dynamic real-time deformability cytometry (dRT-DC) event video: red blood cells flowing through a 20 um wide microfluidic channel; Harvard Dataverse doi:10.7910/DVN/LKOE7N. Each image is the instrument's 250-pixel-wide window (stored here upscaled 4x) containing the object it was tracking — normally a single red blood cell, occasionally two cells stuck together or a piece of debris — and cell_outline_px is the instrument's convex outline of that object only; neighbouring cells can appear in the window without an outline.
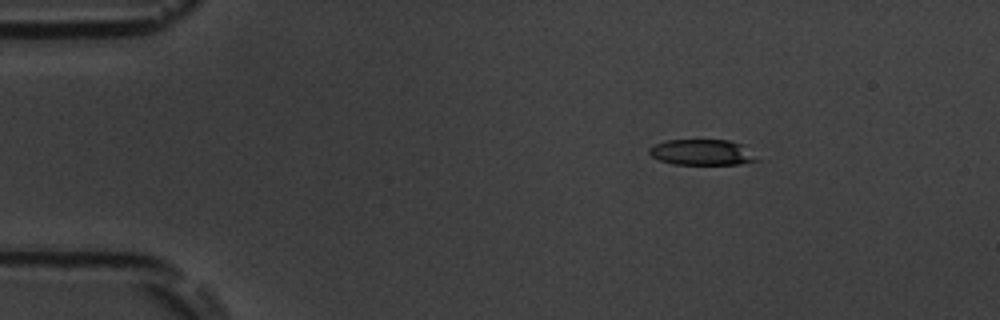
{"species": "common noctule bat (a hibernating species)", "species_latin": "Nyctalus noctula", "temperature_condition": "room temperature", "stored_images_in_passage": 3, "camera_frame_rate_fps": 3000, "um_per_image_px": 0.085, "animal": {"sex": "male", "body_mass_g": 19.5, "forearm_length_mm": 54.6}, "frame": {"image": 1, "passage_image": 1, "time_ms": 0.0, "image_size_px": [1000, 320], "cell_outline_px": [[760, 160], [740, 164], [672, 164], [660, 160], [652, 156], [648, 152], [648, 148], [656, 144], [668, 140], [732, 140], [744, 144]], "centroid_in_image_um": [59.71, 12.94], "position_along_channel_um": 25.3, "area_um2": 16.24}}